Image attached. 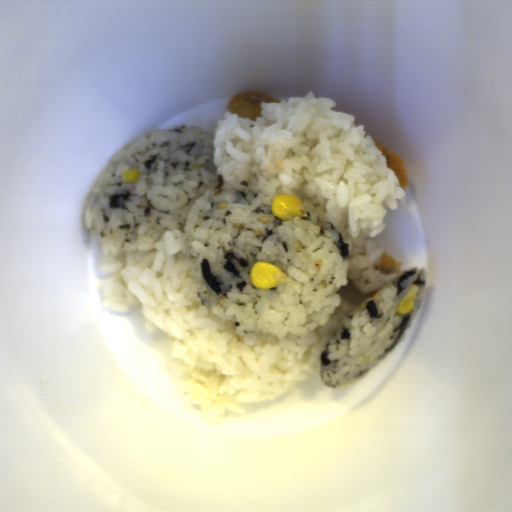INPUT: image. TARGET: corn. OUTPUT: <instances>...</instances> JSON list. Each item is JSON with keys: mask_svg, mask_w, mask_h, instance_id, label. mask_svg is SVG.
<instances>
[{"mask_svg": "<svg viewBox=\"0 0 512 512\" xmlns=\"http://www.w3.org/2000/svg\"><path fill=\"white\" fill-rule=\"evenodd\" d=\"M252 284L261 290H269L278 286L280 281H289L284 271L275 264L256 260L249 271Z\"/></svg>", "mask_w": 512, "mask_h": 512, "instance_id": "obj_1", "label": "corn"}, {"mask_svg": "<svg viewBox=\"0 0 512 512\" xmlns=\"http://www.w3.org/2000/svg\"><path fill=\"white\" fill-rule=\"evenodd\" d=\"M270 212L282 221H291L295 217H308L302 200L295 195L277 194L270 204Z\"/></svg>", "mask_w": 512, "mask_h": 512, "instance_id": "obj_2", "label": "corn"}, {"mask_svg": "<svg viewBox=\"0 0 512 512\" xmlns=\"http://www.w3.org/2000/svg\"><path fill=\"white\" fill-rule=\"evenodd\" d=\"M420 290V284H412L409 291L402 298V300L397 305L396 311L400 314H408L413 310L418 294Z\"/></svg>", "mask_w": 512, "mask_h": 512, "instance_id": "obj_3", "label": "corn"}, {"mask_svg": "<svg viewBox=\"0 0 512 512\" xmlns=\"http://www.w3.org/2000/svg\"><path fill=\"white\" fill-rule=\"evenodd\" d=\"M140 173L137 169H128L123 171L122 177L125 183L136 182Z\"/></svg>", "mask_w": 512, "mask_h": 512, "instance_id": "obj_4", "label": "corn"}]
</instances>
